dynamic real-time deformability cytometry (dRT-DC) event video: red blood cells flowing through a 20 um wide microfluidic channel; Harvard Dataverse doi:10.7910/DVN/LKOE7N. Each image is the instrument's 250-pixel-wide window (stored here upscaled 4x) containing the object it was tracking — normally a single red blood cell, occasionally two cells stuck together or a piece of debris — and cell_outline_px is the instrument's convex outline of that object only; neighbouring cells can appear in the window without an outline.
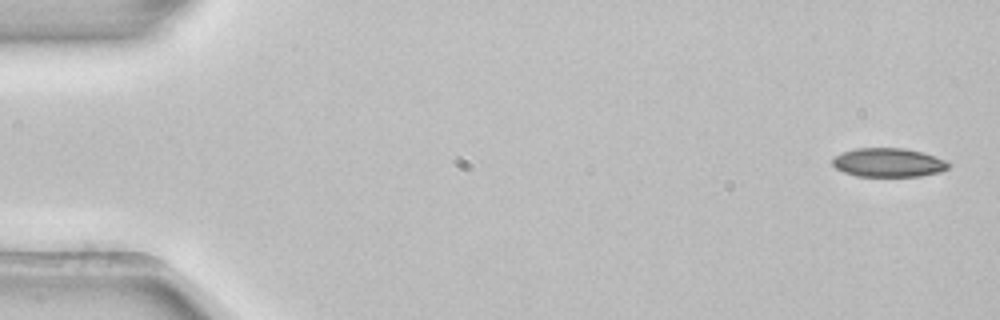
{"species": "common noctule bat (a hibernating species)", "species_latin": "Nyctalus noctula", "temperature_condition": "room temperature", "stored_images_in_passage": 4, "camera_frame_rate_fps": 3000, "um_per_image_px": 0.085, "animal": {"sex": "female", "body_mass_g": 22.7, "forearm_length_mm": 54.2}, "frame": {"image": 1, "passage_image": 1, "time_ms": 0.0, "image_size_px": [1000, 320], "cell_outline_px": [[948, 168], [940, 172], [920, 176], [856, 176], [844, 172], [836, 168], [832, 164], [832, 160], [836, 156], [844, 152], [856, 148], [904, 148], [920, 152], [944, 160], [948, 164]], "centroid_in_image_um": [75.48, 13.82], "position_along_channel_um": 9.5, "area_um2": 19.19}}
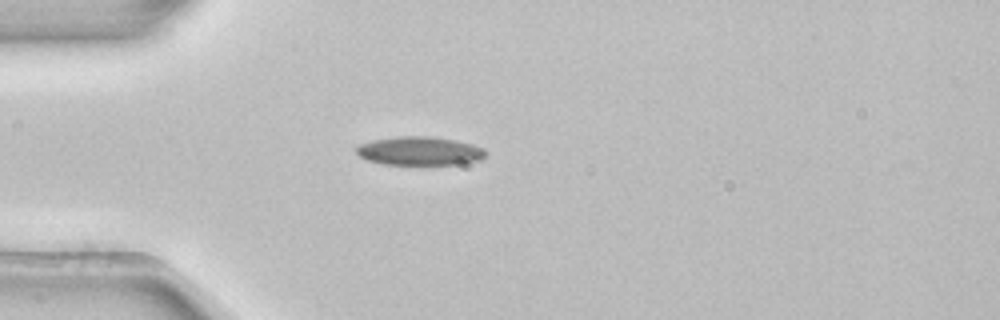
{"frame": {"image": 2, "passage_image": 3, "time_ms": 0.667, "image_size_px": [1000, 320], "cell_outline_px": [[488, 152], [480, 160], [456, 164], [384, 164], [368, 160], [360, 156], [356, 152], [356, 148], [360, 144], [372, 140], [396, 136], [432, 136], [456, 140], [472, 144], [484, 148]], "centroid_in_image_um": [35.68, 12.82], "position_along_channel_um": 49.3, "area_um2": 21.56}}